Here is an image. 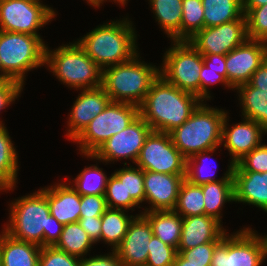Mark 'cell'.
Listing matches in <instances>:
<instances>
[{
  "label": "cell",
  "instance_id": "obj_9",
  "mask_svg": "<svg viewBox=\"0 0 267 266\" xmlns=\"http://www.w3.org/2000/svg\"><path fill=\"white\" fill-rule=\"evenodd\" d=\"M163 60L160 75L171 85L200 98L203 55L189 41H173Z\"/></svg>",
  "mask_w": 267,
  "mask_h": 266
},
{
  "label": "cell",
  "instance_id": "obj_41",
  "mask_svg": "<svg viewBox=\"0 0 267 266\" xmlns=\"http://www.w3.org/2000/svg\"><path fill=\"white\" fill-rule=\"evenodd\" d=\"M39 266H80V258L55 246H43L39 256Z\"/></svg>",
  "mask_w": 267,
  "mask_h": 266
},
{
  "label": "cell",
  "instance_id": "obj_36",
  "mask_svg": "<svg viewBox=\"0 0 267 266\" xmlns=\"http://www.w3.org/2000/svg\"><path fill=\"white\" fill-rule=\"evenodd\" d=\"M215 150L216 149L202 151L187 158L185 179L191 182L192 184L200 185V186L207 184L209 182H216V181H221L224 179H233L234 164L232 162H230V165L228 167V170L224 174V177L220 178L219 180L215 179V176L213 177V175L202 174L203 171L201 170L203 169H202V165H200L201 164L200 162L204 161L206 156L208 157V154L214 153Z\"/></svg>",
  "mask_w": 267,
  "mask_h": 266
},
{
  "label": "cell",
  "instance_id": "obj_51",
  "mask_svg": "<svg viewBox=\"0 0 267 266\" xmlns=\"http://www.w3.org/2000/svg\"><path fill=\"white\" fill-rule=\"evenodd\" d=\"M172 266H203V265L189 264V261L185 260L179 253H177L175 261Z\"/></svg>",
  "mask_w": 267,
  "mask_h": 266
},
{
  "label": "cell",
  "instance_id": "obj_26",
  "mask_svg": "<svg viewBox=\"0 0 267 266\" xmlns=\"http://www.w3.org/2000/svg\"><path fill=\"white\" fill-rule=\"evenodd\" d=\"M156 21L173 41H181L183 0H150Z\"/></svg>",
  "mask_w": 267,
  "mask_h": 266
},
{
  "label": "cell",
  "instance_id": "obj_34",
  "mask_svg": "<svg viewBox=\"0 0 267 266\" xmlns=\"http://www.w3.org/2000/svg\"><path fill=\"white\" fill-rule=\"evenodd\" d=\"M72 187L81 195H104L108 178L97 166L85 167L74 179Z\"/></svg>",
  "mask_w": 267,
  "mask_h": 266
},
{
  "label": "cell",
  "instance_id": "obj_6",
  "mask_svg": "<svg viewBox=\"0 0 267 266\" xmlns=\"http://www.w3.org/2000/svg\"><path fill=\"white\" fill-rule=\"evenodd\" d=\"M45 64L59 81L71 88L82 90L102 86V69L76 41L53 52L46 46Z\"/></svg>",
  "mask_w": 267,
  "mask_h": 266
},
{
  "label": "cell",
  "instance_id": "obj_11",
  "mask_svg": "<svg viewBox=\"0 0 267 266\" xmlns=\"http://www.w3.org/2000/svg\"><path fill=\"white\" fill-rule=\"evenodd\" d=\"M55 11L32 0H0V30L15 33L40 35L37 29L50 22Z\"/></svg>",
  "mask_w": 267,
  "mask_h": 266
},
{
  "label": "cell",
  "instance_id": "obj_12",
  "mask_svg": "<svg viewBox=\"0 0 267 266\" xmlns=\"http://www.w3.org/2000/svg\"><path fill=\"white\" fill-rule=\"evenodd\" d=\"M135 164L144 171L186 175V158L165 132H150Z\"/></svg>",
  "mask_w": 267,
  "mask_h": 266
},
{
  "label": "cell",
  "instance_id": "obj_5",
  "mask_svg": "<svg viewBox=\"0 0 267 266\" xmlns=\"http://www.w3.org/2000/svg\"><path fill=\"white\" fill-rule=\"evenodd\" d=\"M131 60L102 70V87L112 102L140 106L152 83L159 77V68L138 60Z\"/></svg>",
  "mask_w": 267,
  "mask_h": 266
},
{
  "label": "cell",
  "instance_id": "obj_33",
  "mask_svg": "<svg viewBox=\"0 0 267 266\" xmlns=\"http://www.w3.org/2000/svg\"><path fill=\"white\" fill-rule=\"evenodd\" d=\"M105 199L107 208L133 210V207L138 204L132 198H126L125 189V168L115 171L108 177V182L105 191Z\"/></svg>",
  "mask_w": 267,
  "mask_h": 266
},
{
  "label": "cell",
  "instance_id": "obj_17",
  "mask_svg": "<svg viewBox=\"0 0 267 266\" xmlns=\"http://www.w3.org/2000/svg\"><path fill=\"white\" fill-rule=\"evenodd\" d=\"M185 176L144 171V201L151 204V207L146 208L144 211L174 210L179 188Z\"/></svg>",
  "mask_w": 267,
  "mask_h": 266
},
{
  "label": "cell",
  "instance_id": "obj_30",
  "mask_svg": "<svg viewBox=\"0 0 267 266\" xmlns=\"http://www.w3.org/2000/svg\"><path fill=\"white\" fill-rule=\"evenodd\" d=\"M126 210L107 208L101 216V237L100 240L113 246L115 250L122 242L129 223L135 217L126 215Z\"/></svg>",
  "mask_w": 267,
  "mask_h": 266
},
{
  "label": "cell",
  "instance_id": "obj_40",
  "mask_svg": "<svg viewBox=\"0 0 267 266\" xmlns=\"http://www.w3.org/2000/svg\"><path fill=\"white\" fill-rule=\"evenodd\" d=\"M126 198H132L138 205L145 200L144 170L141 168H125Z\"/></svg>",
  "mask_w": 267,
  "mask_h": 266
},
{
  "label": "cell",
  "instance_id": "obj_28",
  "mask_svg": "<svg viewBox=\"0 0 267 266\" xmlns=\"http://www.w3.org/2000/svg\"><path fill=\"white\" fill-rule=\"evenodd\" d=\"M204 194L205 215L221 222L222 206L226 202L234 201V181L224 179L201 185Z\"/></svg>",
  "mask_w": 267,
  "mask_h": 266
},
{
  "label": "cell",
  "instance_id": "obj_25",
  "mask_svg": "<svg viewBox=\"0 0 267 266\" xmlns=\"http://www.w3.org/2000/svg\"><path fill=\"white\" fill-rule=\"evenodd\" d=\"M239 93L244 118L259 123L267 131V92L244 83L235 88Z\"/></svg>",
  "mask_w": 267,
  "mask_h": 266
},
{
  "label": "cell",
  "instance_id": "obj_43",
  "mask_svg": "<svg viewBox=\"0 0 267 266\" xmlns=\"http://www.w3.org/2000/svg\"><path fill=\"white\" fill-rule=\"evenodd\" d=\"M107 209L104 195H83L80 203V218L102 216Z\"/></svg>",
  "mask_w": 267,
  "mask_h": 266
},
{
  "label": "cell",
  "instance_id": "obj_38",
  "mask_svg": "<svg viewBox=\"0 0 267 266\" xmlns=\"http://www.w3.org/2000/svg\"><path fill=\"white\" fill-rule=\"evenodd\" d=\"M148 250L145 266H172L178 253L176 248L163 243L154 235L150 240Z\"/></svg>",
  "mask_w": 267,
  "mask_h": 266
},
{
  "label": "cell",
  "instance_id": "obj_22",
  "mask_svg": "<svg viewBox=\"0 0 267 266\" xmlns=\"http://www.w3.org/2000/svg\"><path fill=\"white\" fill-rule=\"evenodd\" d=\"M234 202L254 205L267 212V172L233 171Z\"/></svg>",
  "mask_w": 267,
  "mask_h": 266
},
{
  "label": "cell",
  "instance_id": "obj_7",
  "mask_svg": "<svg viewBox=\"0 0 267 266\" xmlns=\"http://www.w3.org/2000/svg\"><path fill=\"white\" fill-rule=\"evenodd\" d=\"M43 39L25 33L0 30V64L2 80L24 84L25 72L45 64Z\"/></svg>",
  "mask_w": 267,
  "mask_h": 266
},
{
  "label": "cell",
  "instance_id": "obj_45",
  "mask_svg": "<svg viewBox=\"0 0 267 266\" xmlns=\"http://www.w3.org/2000/svg\"><path fill=\"white\" fill-rule=\"evenodd\" d=\"M23 85L16 80H0V111L18 98ZM4 124L0 121V126Z\"/></svg>",
  "mask_w": 267,
  "mask_h": 266
},
{
  "label": "cell",
  "instance_id": "obj_20",
  "mask_svg": "<svg viewBox=\"0 0 267 266\" xmlns=\"http://www.w3.org/2000/svg\"><path fill=\"white\" fill-rule=\"evenodd\" d=\"M221 222L207 215L183 218L177 251L188 250L209 242H220L226 235Z\"/></svg>",
  "mask_w": 267,
  "mask_h": 266
},
{
  "label": "cell",
  "instance_id": "obj_21",
  "mask_svg": "<svg viewBox=\"0 0 267 266\" xmlns=\"http://www.w3.org/2000/svg\"><path fill=\"white\" fill-rule=\"evenodd\" d=\"M65 184L44 188L50 214L63 225L78 222L81 212V195L72 186Z\"/></svg>",
  "mask_w": 267,
  "mask_h": 266
},
{
  "label": "cell",
  "instance_id": "obj_8",
  "mask_svg": "<svg viewBox=\"0 0 267 266\" xmlns=\"http://www.w3.org/2000/svg\"><path fill=\"white\" fill-rule=\"evenodd\" d=\"M139 116V106L110 101L73 140L81 154H94L110 137L124 130Z\"/></svg>",
  "mask_w": 267,
  "mask_h": 266
},
{
  "label": "cell",
  "instance_id": "obj_14",
  "mask_svg": "<svg viewBox=\"0 0 267 266\" xmlns=\"http://www.w3.org/2000/svg\"><path fill=\"white\" fill-rule=\"evenodd\" d=\"M245 14L237 20L214 27H204L188 41L201 54L226 55L248 40Z\"/></svg>",
  "mask_w": 267,
  "mask_h": 266
},
{
  "label": "cell",
  "instance_id": "obj_1",
  "mask_svg": "<svg viewBox=\"0 0 267 266\" xmlns=\"http://www.w3.org/2000/svg\"><path fill=\"white\" fill-rule=\"evenodd\" d=\"M10 220L4 231L11 237L43 246H54L63 224L50 214L44 188L12 202Z\"/></svg>",
  "mask_w": 267,
  "mask_h": 266
},
{
  "label": "cell",
  "instance_id": "obj_37",
  "mask_svg": "<svg viewBox=\"0 0 267 266\" xmlns=\"http://www.w3.org/2000/svg\"><path fill=\"white\" fill-rule=\"evenodd\" d=\"M243 12L246 16L248 38L267 43V4L243 7Z\"/></svg>",
  "mask_w": 267,
  "mask_h": 266
},
{
  "label": "cell",
  "instance_id": "obj_31",
  "mask_svg": "<svg viewBox=\"0 0 267 266\" xmlns=\"http://www.w3.org/2000/svg\"><path fill=\"white\" fill-rule=\"evenodd\" d=\"M93 244L94 242L80 224L74 222L63 226L60 239L54 246L70 255L81 258L90 251Z\"/></svg>",
  "mask_w": 267,
  "mask_h": 266
},
{
  "label": "cell",
  "instance_id": "obj_49",
  "mask_svg": "<svg viewBox=\"0 0 267 266\" xmlns=\"http://www.w3.org/2000/svg\"><path fill=\"white\" fill-rule=\"evenodd\" d=\"M248 83L253 87L261 89L262 92H267V58L252 74V77Z\"/></svg>",
  "mask_w": 267,
  "mask_h": 266
},
{
  "label": "cell",
  "instance_id": "obj_4",
  "mask_svg": "<svg viewBox=\"0 0 267 266\" xmlns=\"http://www.w3.org/2000/svg\"><path fill=\"white\" fill-rule=\"evenodd\" d=\"M226 113L202 102L181 126L169 132L174 146L186 159L202 151L218 149L222 144Z\"/></svg>",
  "mask_w": 267,
  "mask_h": 266
},
{
  "label": "cell",
  "instance_id": "obj_47",
  "mask_svg": "<svg viewBox=\"0 0 267 266\" xmlns=\"http://www.w3.org/2000/svg\"><path fill=\"white\" fill-rule=\"evenodd\" d=\"M78 223L94 243L100 241L101 216L92 218H79Z\"/></svg>",
  "mask_w": 267,
  "mask_h": 266
},
{
  "label": "cell",
  "instance_id": "obj_32",
  "mask_svg": "<svg viewBox=\"0 0 267 266\" xmlns=\"http://www.w3.org/2000/svg\"><path fill=\"white\" fill-rule=\"evenodd\" d=\"M174 211L183 218L187 216L205 215L202 187L184 179L179 188Z\"/></svg>",
  "mask_w": 267,
  "mask_h": 266
},
{
  "label": "cell",
  "instance_id": "obj_16",
  "mask_svg": "<svg viewBox=\"0 0 267 266\" xmlns=\"http://www.w3.org/2000/svg\"><path fill=\"white\" fill-rule=\"evenodd\" d=\"M153 236L149 221L140 213L129 223L127 233L115 249L125 266H145Z\"/></svg>",
  "mask_w": 267,
  "mask_h": 266
},
{
  "label": "cell",
  "instance_id": "obj_35",
  "mask_svg": "<svg viewBox=\"0 0 267 266\" xmlns=\"http://www.w3.org/2000/svg\"><path fill=\"white\" fill-rule=\"evenodd\" d=\"M181 21V41H188L204 28L202 0H183Z\"/></svg>",
  "mask_w": 267,
  "mask_h": 266
},
{
  "label": "cell",
  "instance_id": "obj_24",
  "mask_svg": "<svg viewBox=\"0 0 267 266\" xmlns=\"http://www.w3.org/2000/svg\"><path fill=\"white\" fill-rule=\"evenodd\" d=\"M141 214L149 221L153 235L163 243L178 248L183 217L174 210L148 211Z\"/></svg>",
  "mask_w": 267,
  "mask_h": 266
},
{
  "label": "cell",
  "instance_id": "obj_44",
  "mask_svg": "<svg viewBox=\"0 0 267 266\" xmlns=\"http://www.w3.org/2000/svg\"><path fill=\"white\" fill-rule=\"evenodd\" d=\"M199 78H200V99L202 101L211 98L208 86L214 83H223V85H226V87L228 88L231 87V89H234L223 75H220L214 72L213 70H210L205 64H203L201 68Z\"/></svg>",
  "mask_w": 267,
  "mask_h": 266
},
{
  "label": "cell",
  "instance_id": "obj_15",
  "mask_svg": "<svg viewBox=\"0 0 267 266\" xmlns=\"http://www.w3.org/2000/svg\"><path fill=\"white\" fill-rule=\"evenodd\" d=\"M266 58L267 43L248 39L226 54L227 81L234 89L248 83Z\"/></svg>",
  "mask_w": 267,
  "mask_h": 266
},
{
  "label": "cell",
  "instance_id": "obj_46",
  "mask_svg": "<svg viewBox=\"0 0 267 266\" xmlns=\"http://www.w3.org/2000/svg\"><path fill=\"white\" fill-rule=\"evenodd\" d=\"M80 266H125L117 252L112 250V254L97 255L90 258H80Z\"/></svg>",
  "mask_w": 267,
  "mask_h": 266
},
{
  "label": "cell",
  "instance_id": "obj_18",
  "mask_svg": "<svg viewBox=\"0 0 267 266\" xmlns=\"http://www.w3.org/2000/svg\"><path fill=\"white\" fill-rule=\"evenodd\" d=\"M227 113L222 125V142L225 149L232 155L231 162L235 165L246 154L261 145L262 134L267 131L256 121L243 118V122L227 128Z\"/></svg>",
  "mask_w": 267,
  "mask_h": 266
},
{
  "label": "cell",
  "instance_id": "obj_2",
  "mask_svg": "<svg viewBox=\"0 0 267 266\" xmlns=\"http://www.w3.org/2000/svg\"><path fill=\"white\" fill-rule=\"evenodd\" d=\"M202 102L196 95L180 90L159 75L139 106V115L152 131L169 133L181 126Z\"/></svg>",
  "mask_w": 267,
  "mask_h": 266
},
{
  "label": "cell",
  "instance_id": "obj_48",
  "mask_svg": "<svg viewBox=\"0 0 267 266\" xmlns=\"http://www.w3.org/2000/svg\"><path fill=\"white\" fill-rule=\"evenodd\" d=\"M204 64L214 72L223 75L227 79L226 55L202 54Z\"/></svg>",
  "mask_w": 267,
  "mask_h": 266
},
{
  "label": "cell",
  "instance_id": "obj_13",
  "mask_svg": "<svg viewBox=\"0 0 267 266\" xmlns=\"http://www.w3.org/2000/svg\"><path fill=\"white\" fill-rule=\"evenodd\" d=\"M152 131L148 123L139 115L124 130L104 142L94 154H85L99 161L130 159L136 163L147 136Z\"/></svg>",
  "mask_w": 267,
  "mask_h": 266
},
{
  "label": "cell",
  "instance_id": "obj_27",
  "mask_svg": "<svg viewBox=\"0 0 267 266\" xmlns=\"http://www.w3.org/2000/svg\"><path fill=\"white\" fill-rule=\"evenodd\" d=\"M204 27L219 26L243 15V0H202Z\"/></svg>",
  "mask_w": 267,
  "mask_h": 266
},
{
  "label": "cell",
  "instance_id": "obj_39",
  "mask_svg": "<svg viewBox=\"0 0 267 266\" xmlns=\"http://www.w3.org/2000/svg\"><path fill=\"white\" fill-rule=\"evenodd\" d=\"M233 171L267 172V145L261 144L239 160Z\"/></svg>",
  "mask_w": 267,
  "mask_h": 266
},
{
  "label": "cell",
  "instance_id": "obj_3",
  "mask_svg": "<svg viewBox=\"0 0 267 266\" xmlns=\"http://www.w3.org/2000/svg\"><path fill=\"white\" fill-rule=\"evenodd\" d=\"M127 19L100 25L77 41L102 70L127 62L138 54L137 35Z\"/></svg>",
  "mask_w": 267,
  "mask_h": 266
},
{
  "label": "cell",
  "instance_id": "obj_53",
  "mask_svg": "<svg viewBox=\"0 0 267 266\" xmlns=\"http://www.w3.org/2000/svg\"><path fill=\"white\" fill-rule=\"evenodd\" d=\"M117 1V3H119V4H122V6L123 5H125L127 2V0H115V2Z\"/></svg>",
  "mask_w": 267,
  "mask_h": 266
},
{
  "label": "cell",
  "instance_id": "obj_29",
  "mask_svg": "<svg viewBox=\"0 0 267 266\" xmlns=\"http://www.w3.org/2000/svg\"><path fill=\"white\" fill-rule=\"evenodd\" d=\"M18 154L6 127L0 126V191L12 190L17 182Z\"/></svg>",
  "mask_w": 267,
  "mask_h": 266
},
{
  "label": "cell",
  "instance_id": "obj_50",
  "mask_svg": "<svg viewBox=\"0 0 267 266\" xmlns=\"http://www.w3.org/2000/svg\"><path fill=\"white\" fill-rule=\"evenodd\" d=\"M267 4V0H243V7H260Z\"/></svg>",
  "mask_w": 267,
  "mask_h": 266
},
{
  "label": "cell",
  "instance_id": "obj_54",
  "mask_svg": "<svg viewBox=\"0 0 267 266\" xmlns=\"http://www.w3.org/2000/svg\"><path fill=\"white\" fill-rule=\"evenodd\" d=\"M0 80H2V67H1V64H0Z\"/></svg>",
  "mask_w": 267,
  "mask_h": 266
},
{
  "label": "cell",
  "instance_id": "obj_42",
  "mask_svg": "<svg viewBox=\"0 0 267 266\" xmlns=\"http://www.w3.org/2000/svg\"><path fill=\"white\" fill-rule=\"evenodd\" d=\"M219 242H209L194 248L177 251L189 264L210 266L215 246Z\"/></svg>",
  "mask_w": 267,
  "mask_h": 266
},
{
  "label": "cell",
  "instance_id": "obj_52",
  "mask_svg": "<svg viewBox=\"0 0 267 266\" xmlns=\"http://www.w3.org/2000/svg\"><path fill=\"white\" fill-rule=\"evenodd\" d=\"M87 1V0H86ZM104 0H88L87 3H89L90 5L94 6V7H99L100 4L103 3ZM115 1V0H113Z\"/></svg>",
  "mask_w": 267,
  "mask_h": 266
},
{
  "label": "cell",
  "instance_id": "obj_23",
  "mask_svg": "<svg viewBox=\"0 0 267 266\" xmlns=\"http://www.w3.org/2000/svg\"><path fill=\"white\" fill-rule=\"evenodd\" d=\"M41 246L0 234L1 266H39Z\"/></svg>",
  "mask_w": 267,
  "mask_h": 266
},
{
  "label": "cell",
  "instance_id": "obj_10",
  "mask_svg": "<svg viewBox=\"0 0 267 266\" xmlns=\"http://www.w3.org/2000/svg\"><path fill=\"white\" fill-rule=\"evenodd\" d=\"M226 234L215 246L210 266H260L267 257V235L251 228Z\"/></svg>",
  "mask_w": 267,
  "mask_h": 266
},
{
  "label": "cell",
  "instance_id": "obj_19",
  "mask_svg": "<svg viewBox=\"0 0 267 266\" xmlns=\"http://www.w3.org/2000/svg\"><path fill=\"white\" fill-rule=\"evenodd\" d=\"M82 90L72 106L68 120L70 129L66 136L72 141L111 101L102 86Z\"/></svg>",
  "mask_w": 267,
  "mask_h": 266
}]
</instances>
